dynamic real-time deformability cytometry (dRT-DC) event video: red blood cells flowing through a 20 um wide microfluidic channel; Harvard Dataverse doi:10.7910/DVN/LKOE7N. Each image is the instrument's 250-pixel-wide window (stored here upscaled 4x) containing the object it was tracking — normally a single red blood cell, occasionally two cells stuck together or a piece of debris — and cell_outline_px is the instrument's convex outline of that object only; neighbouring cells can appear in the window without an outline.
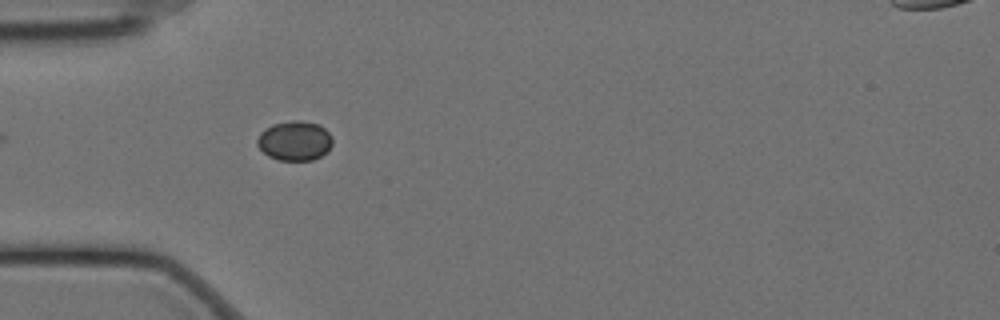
{"species": "Egyptian fruit bat (a non-hibernating species)", "species_latin": "Rousettus aegyptiacus", "temperature_condition": "cold", "stored_images_in_passage": 5, "camera_frame_rate_fps": 3000, "um_per_image_px": 0.085, "animal": {"sex": "female"}, "frame": {"image": 1, "passage_image": 1, "time_ms": 0.0, "image_size_px": [1000, 320], "cell_outline_px": [[332, 144], [320, 156], [312, 160], [280, 160], [268, 156], [256, 144], [256, 140], [260, 132], [272, 124], [292, 120], [300, 120], [320, 124], [332, 136]], "centroid_in_image_um": [25.03, 11.95], "position_along_channel_um": 60.0, "area_um2": 17.34}}
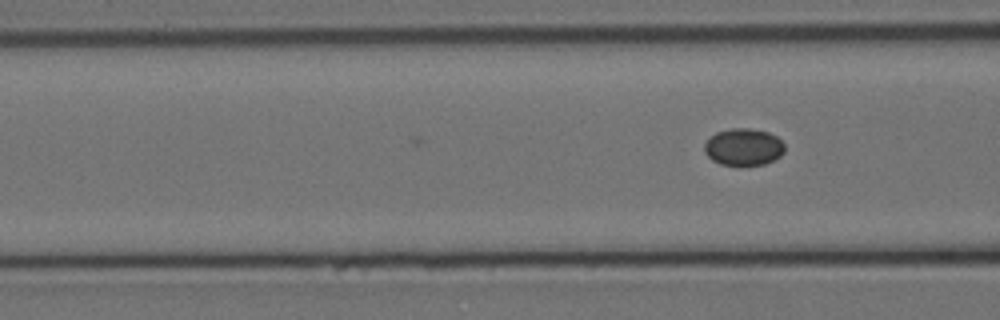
{"frame": {"image": 2, "passage_image": 5, "time_ms": 1.333, "image_size_px": [1000, 320], "cell_outline_px": [[784, 152], [780, 156], [764, 164], [720, 164], [712, 160], [704, 152], [704, 144], [716, 132], [732, 128], [748, 128], [768, 132], [776, 136], [784, 144]], "centroid_in_image_um": [63.19, 12.48], "position_along_channel_um": 103.4, "area_um2": 17.05}}